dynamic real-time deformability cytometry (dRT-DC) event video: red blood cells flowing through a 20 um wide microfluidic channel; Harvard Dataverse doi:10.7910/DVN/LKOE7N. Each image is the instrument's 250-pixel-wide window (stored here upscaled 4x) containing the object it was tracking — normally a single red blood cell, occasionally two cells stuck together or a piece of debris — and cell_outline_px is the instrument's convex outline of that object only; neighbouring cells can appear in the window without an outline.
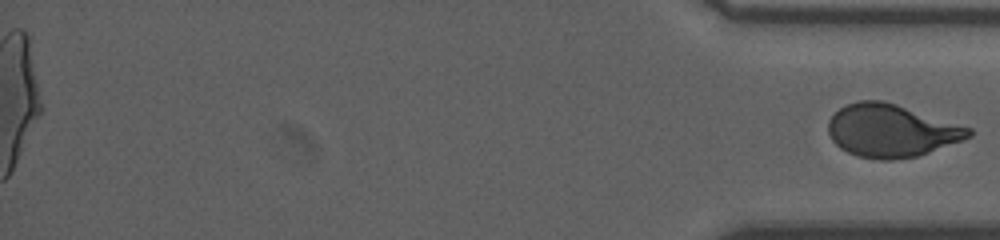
{"species": "human", "species_latin": "Homo sapiens", "temperature_condition": "room temperature", "stored_images_in_passage": 55, "segment_of_instrument_passage": [2, 2], "camera_frame_rate_fps": 3000, "um_per_image_px": 0.085, "donor": {"sex": "male"}, "frame": {"image": 1, "passage_image": 55, "time_ms": 18.0, "image_size_px": [1000, 240], "cell_outline_px": [[972, 136], [928, 152], [916, 156], [892, 160], [880, 160], [856, 156], [840, 148], [832, 140], [828, 132], [828, 120], [840, 108], [848, 104], [860, 100], [880, 100], [896, 104], [972, 128]], "centroid_in_image_um": [75.73, 11.11], "position_along_channel_um": 359.5, "area_um2": 42.83}}